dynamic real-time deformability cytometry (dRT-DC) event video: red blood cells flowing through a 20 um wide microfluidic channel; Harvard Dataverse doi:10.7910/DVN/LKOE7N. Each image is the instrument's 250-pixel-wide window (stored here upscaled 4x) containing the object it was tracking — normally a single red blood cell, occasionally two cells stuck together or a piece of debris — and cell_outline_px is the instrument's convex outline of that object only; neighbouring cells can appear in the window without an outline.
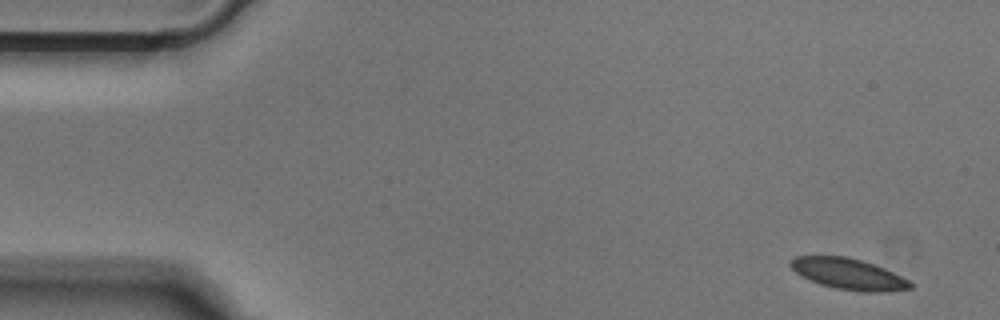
{"species": "Egyptian fruit bat (a non-hibernating species)", "species_latin": "Rousettus aegyptiacus", "temperature_condition": "cold", "stored_images_in_passage": 50, "camera_frame_rate_fps": 3000, "um_per_image_px": 0.085, "animal": {"sex": "male"}, "frame": {"image": 1, "passage_image": 1, "time_ms": 0.0, "image_size_px": [1000, 320], "cell_outline_px": [[912, 288], [884, 292], [864, 292], [836, 288], [820, 284], [796, 272], [788, 264], [796, 256], [844, 256], [860, 260], [884, 268], [908, 280], [912, 284]], "centroid_in_image_um": [72.13, 23.29], "position_along_channel_um": 12.9, "area_um2": 21.21}}
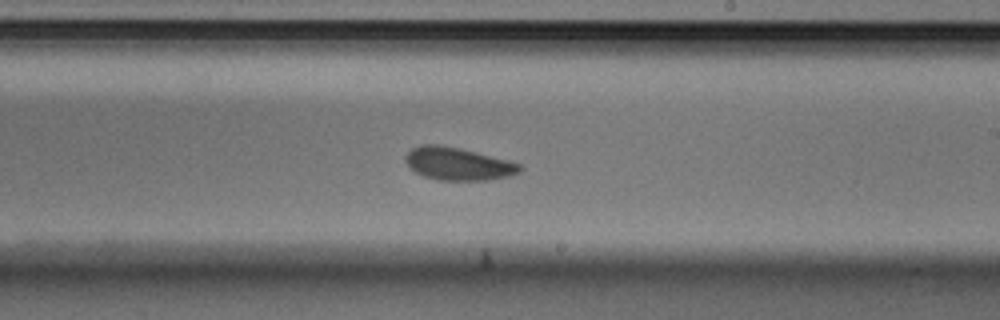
{"frame": {"image": 2, "passage_image": 28, "time_ms": 9.0, "image_size_px": [1000, 320], "cell_outline_px": [[524, 168], [520, 172], [508, 176], [488, 180], [440, 180], [424, 176], [408, 168], [404, 160], [408, 152], [412, 148], [420, 144], [436, 144], [460, 148], [508, 160], [520, 164]], "centroid_in_image_um": [38.91, 13.92], "position_along_channel_um": 250.1, "area_um2": 21.85}}
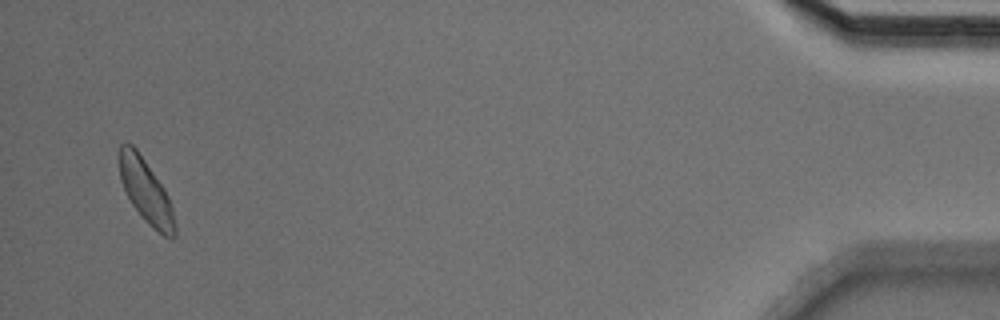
{"frame": {"image": 3, "passage_image": 48, "time_ms": 15.667, "image_size_px": [1000, 320], "cell_outline_px": [[176, 236], [172, 240], [164, 236], [152, 228], [144, 220], [132, 204], [120, 180], [120, 144], [132, 144], [136, 148], [164, 188], [168, 196], [172, 208], [176, 224]], "centroid_in_image_um": [12.44, 16.32], "position_along_channel_um": 422.8, "area_um2": 20.4}}